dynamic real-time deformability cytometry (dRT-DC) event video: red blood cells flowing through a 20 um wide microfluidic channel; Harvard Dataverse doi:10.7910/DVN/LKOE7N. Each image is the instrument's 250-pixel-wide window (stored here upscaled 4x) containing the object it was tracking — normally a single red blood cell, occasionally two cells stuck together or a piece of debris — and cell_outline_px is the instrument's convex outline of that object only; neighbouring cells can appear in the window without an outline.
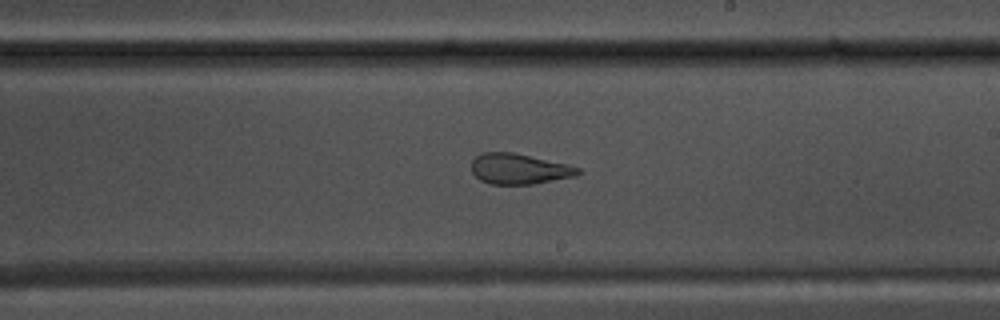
{"species": "common noctule bat (a hibernating species)", "species_latin": "Nyctalus noctula", "temperature_condition": "warm", "stored_images_in_passage": 51, "camera_frame_rate_fps": 3000, "um_per_image_px": 0.085, "animal": {"sex": "male", "body_mass_g": 17.5, "forearm_length_mm": 52.3}, "frame": {"image": 1, "passage_image": 31, "time_ms": 10.0, "image_size_px": [1000, 320], "cell_outline_px": [[584, 172], [576, 176], [532, 184], [488, 184], [480, 180], [472, 172], [472, 160], [476, 156], [484, 152], [512, 152], [568, 164], [580, 168]], "centroid_in_image_um": [44.15, 14.36], "position_along_channel_um": 244.9, "area_um2": 19.02}}
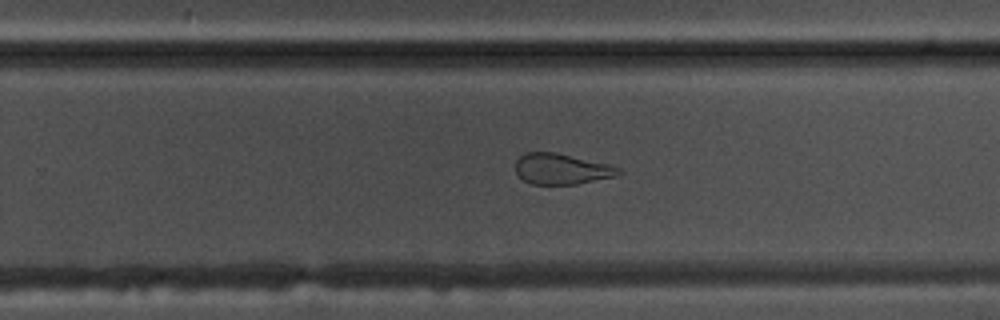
{"frame": {"image": 2, "passage_image": 34, "time_ms": 11.0, "image_size_px": [1000, 320], "cell_outline_px": [[624, 172], [616, 176], [576, 184], [532, 184], [524, 180], [516, 172], [516, 160], [524, 152], [556, 152], [612, 164], [620, 168]], "centroid_in_image_um": [47.78, 14.34], "position_along_channel_um": 282.0, "area_um2": 18.67}}
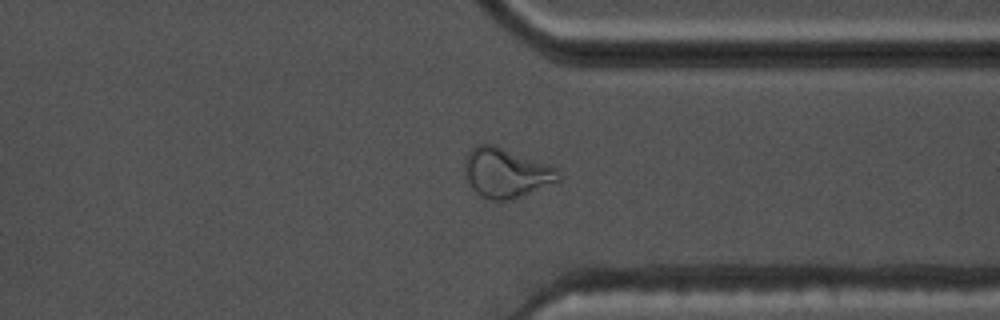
{"frame": {"image": 3, "passage_image": 41, "time_ms": 13.333, "image_size_px": [1000, 320], "cell_outline_px": [[560, 180], [512, 200], [492, 200], [476, 192], [472, 188], [464, 172], [464, 160], [468, 152], [476, 144], [492, 144], [556, 168], [560, 172]], "centroid_in_image_um": [42.98, 14.69], "position_along_channel_um": 368.4, "area_um2": 26.59}, "authors_computed_cell_mechanics": {"area_um2": 23.698, "velocity_mm_per_s": 3.7208, "shape_relaxation_time_tau1_ms": null, "shape_relaxation_time_tau2_ms": 0.7909, "deformation_change_tau1": null, "deformation_change_tau2": 0.08}}